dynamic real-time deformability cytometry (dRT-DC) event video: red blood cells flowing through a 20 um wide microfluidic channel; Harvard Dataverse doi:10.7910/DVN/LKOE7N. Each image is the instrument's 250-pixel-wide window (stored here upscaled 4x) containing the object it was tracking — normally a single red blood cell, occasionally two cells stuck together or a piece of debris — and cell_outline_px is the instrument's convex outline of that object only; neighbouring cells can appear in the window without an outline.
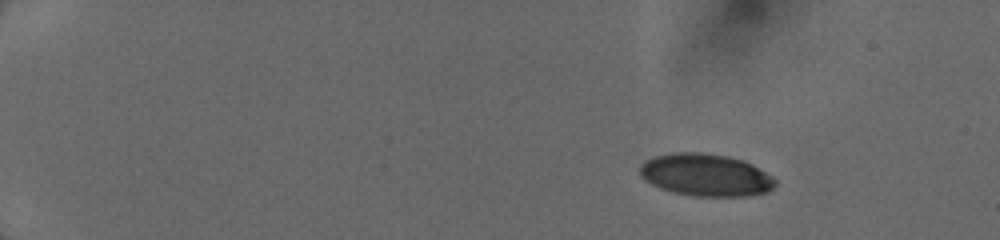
{"species": "human", "species_latin": "Homo sapiens", "temperature_condition": "cold", "stored_images_in_passage": 57, "camera_frame_rate_fps": 3000, "um_per_image_px": 0.085, "donor": {"sex": "female"}, "frame": {"image": 1, "passage_image": 1, "time_ms": 0.0, "image_size_px": [1000, 240], "cell_outline_px": [[776, 184], [768, 192], [748, 196], [692, 196], [672, 192], [660, 188], [644, 180], [640, 176], [640, 164], [644, 160], [656, 156], [672, 152], [700, 152], [728, 156], [744, 160], [752, 164], [772, 176], [776, 180]], "centroid_in_image_um": [59.97, 14.87], "position_along_channel_um": 25.0, "area_um2": 33.7}}
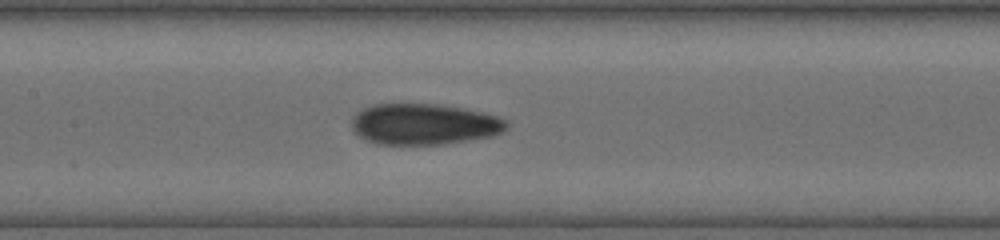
{"frame": {"image": 2, "passage_image": 44, "time_ms": 6.667, "image_size_px": [1000, 240], "cell_outline_px": [[508, 128], [504, 132], [492, 136], [444, 144], [376, 144], [360, 136], [352, 128], [352, 116], [356, 112], [372, 104], [400, 100], [444, 104], [464, 108], [500, 116], [508, 120]], "centroid_in_image_um": [36.05, 10.49], "position_along_channel_um": 171.4, "area_um2": 38.38}}
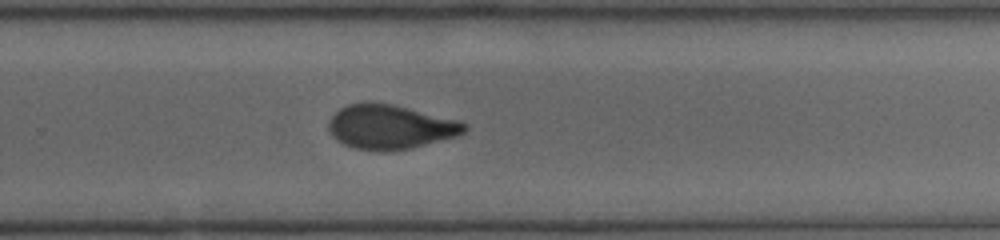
{"frame": {"image": 3, "passage_image": 57, "time_ms": 9.667, "image_size_px": [1000, 240], "cell_outline_px": [[468, 128], [464, 132], [456, 136], [408, 148], [356, 148], [344, 144], [336, 140], [332, 136], [328, 128], [328, 124], [332, 116], [340, 108], [348, 104], [368, 100], [392, 104], [460, 120], [468, 124]], "centroid_in_image_um": [33.17, 10.72], "position_along_channel_um": 296.6, "area_um2": 34.45}}